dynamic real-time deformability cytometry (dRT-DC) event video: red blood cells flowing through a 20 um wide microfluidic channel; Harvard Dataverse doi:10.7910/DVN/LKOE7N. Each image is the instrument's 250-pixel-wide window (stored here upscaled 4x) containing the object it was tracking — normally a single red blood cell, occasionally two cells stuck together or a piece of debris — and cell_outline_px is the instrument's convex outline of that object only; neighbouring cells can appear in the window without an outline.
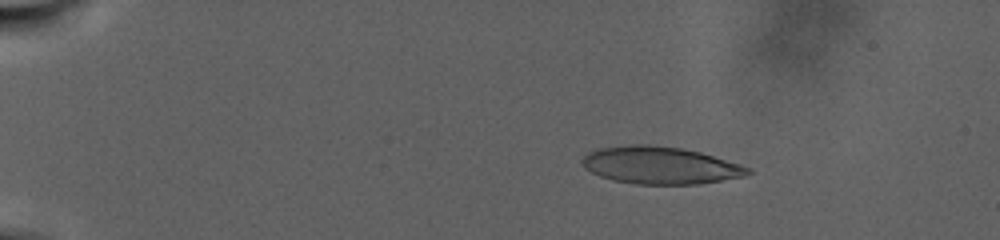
{"species": "human", "species_latin": "Homo sapiens", "temperature_condition": "warm", "stored_images_in_passage": 31, "camera_frame_rate_fps": 3000, "um_per_image_px": 0.085, "donor": {"sex": "male"}, "frame": {"image": 1, "passage_image": 18, "time_ms": 5.667, "image_size_px": [1000, 240], "cell_outline_px": [[752, 172], [744, 176], [700, 184], [636, 184], [612, 180], [600, 176], [584, 168], [580, 160], [588, 152], [600, 148], [632, 144], [652, 144], [680, 148], [700, 152], [740, 164], [752, 168]], "centroid_in_image_um": [56.11, 14.05], "position_along_channel_um": 28.9, "area_um2": 36.13}}
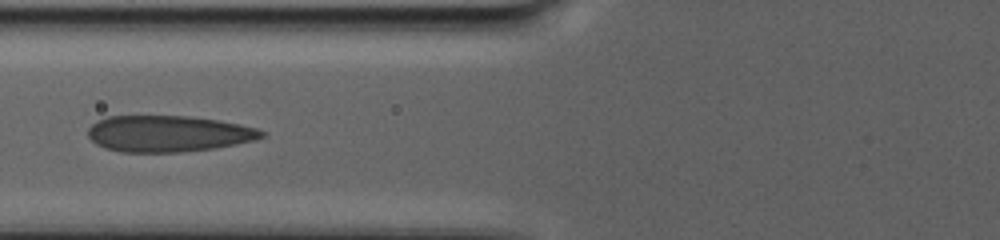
{"frame": {"image": 2, "passage_image": 28, "time_ms": 14.0, "image_size_px": [1000, 240], "cell_outline_px": [[264, 136], [252, 140], [236, 144], [212, 148], [180, 152], [120, 152], [104, 148], [96, 144], [88, 136], [88, 128], [96, 120], [108, 116], [188, 116], [216, 120], [240, 124], [256, 128], [264, 132]], "centroid_in_image_um": [14.24, 11.36], "position_along_channel_um": 111.6, "area_um2": 36.59}}
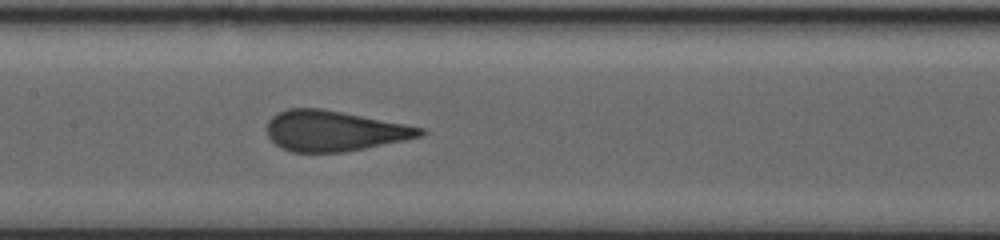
{"frame": {"image": 3, "passage_image": 31, "time_ms": 17.0, "image_size_px": [1000, 240], "cell_outline_px": [[428, 132], [424, 136], [344, 152], [292, 152], [280, 148], [268, 136], [268, 120], [276, 112], [288, 108], [324, 108], [424, 128]], "centroid_in_image_um": [28.4, 11.12], "position_along_channel_um": 179.0, "area_um2": 36.18}}